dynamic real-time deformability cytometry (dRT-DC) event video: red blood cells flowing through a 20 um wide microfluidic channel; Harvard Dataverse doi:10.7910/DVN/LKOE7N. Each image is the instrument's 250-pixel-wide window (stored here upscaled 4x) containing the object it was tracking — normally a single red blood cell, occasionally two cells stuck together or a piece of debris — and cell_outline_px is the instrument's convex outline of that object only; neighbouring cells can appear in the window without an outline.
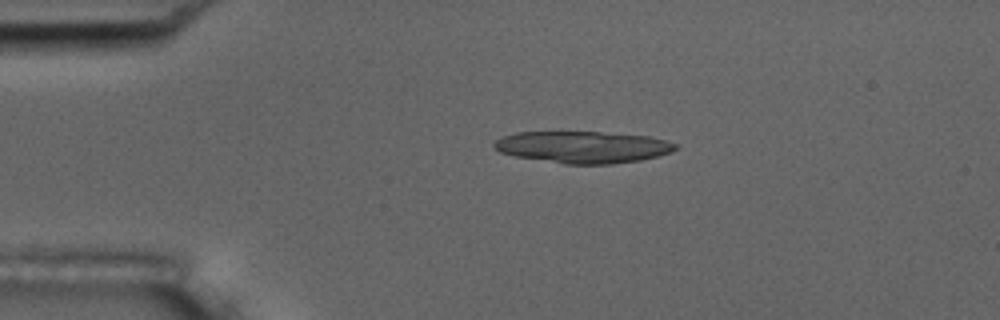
{"species": "common noctule bat (a hibernating species)", "species_latin": "Nyctalus noctula", "temperature_condition": "room temperature", "stored_images_in_passage": 5, "camera_frame_rate_fps": 3000, "um_per_image_px": 0.085, "animal": {"sex": "male", "body_mass_g": 17.5, "forearm_length_mm": 52.3}, "frame": {"image": 1, "passage_image": 2, "time_ms": 1.0, "image_size_px": [1000, 320], "cell_outline_px": [[676, 148], [672, 152], [640, 160], [612, 164], [564, 164], [516, 156], [500, 152], [492, 144], [496, 140], [504, 136], [516, 132], [600, 132], [648, 136], [664, 140], [676, 144]], "centroid_in_image_um": [49.53, 12.5], "position_along_channel_um": 35.5, "area_um2": 33.35}}
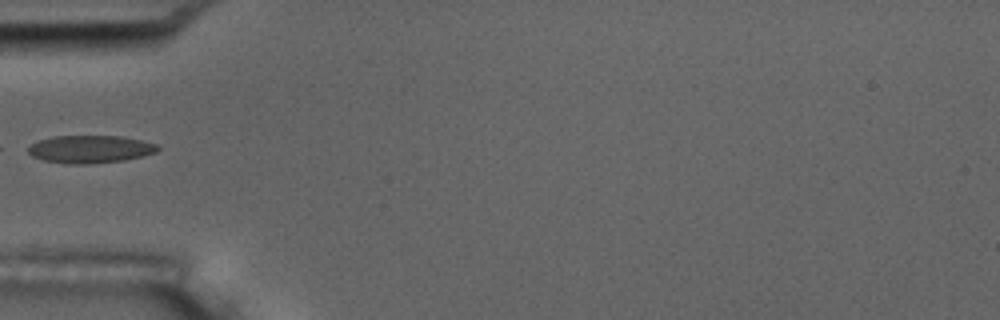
{"frame": {"image": 2, "passage_image": 4, "time_ms": 3.333, "image_size_px": [1000, 320], "cell_outline_px": [[160, 148], [156, 152], [124, 160], [88, 164], [68, 164], [44, 160], [32, 156], [28, 152], [28, 148], [36, 140], [52, 136], [120, 136], [140, 140], [156, 144]], "centroid_in_image_um": [7.62, 12.67], "position_along_channel_um": 77.4, "area_um2": 20.81}}